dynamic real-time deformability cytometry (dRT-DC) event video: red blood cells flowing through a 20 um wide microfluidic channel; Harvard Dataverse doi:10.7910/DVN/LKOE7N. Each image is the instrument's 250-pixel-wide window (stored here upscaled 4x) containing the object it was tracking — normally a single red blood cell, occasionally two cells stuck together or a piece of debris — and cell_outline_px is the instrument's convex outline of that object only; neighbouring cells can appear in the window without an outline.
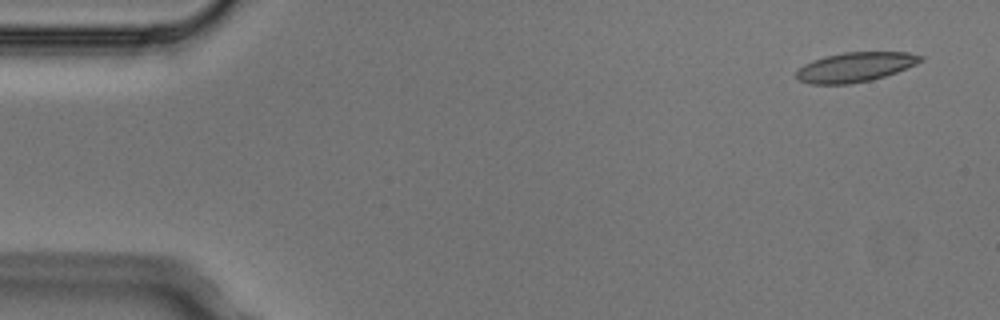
{"species": "Egyptian fruit bat (a non-hibernating species)", "species_latin": "Rousettus aegyptiacus", "temperature_condition": "cold", "stored_images_in_passage": 5, "camera_frame_rate_fps": 3000, "um_per_image_px": 0.085, "animal": {"sex": "male"}, "frame": {"image": 1, "passage_image": 1, "time_ms": 0.0, "image_size_px": [1000, 320], "cell_outline_px": [[924, 60], [916, 64], [896, 72], [872, 80], [848, 84], [808, 84], [800, 80], [796, 76], [796, 72], [804, 64], [812, 60], [824, 56], [844, 52], [908, 52], [924, 56]], "centroid_in_image_um": [72.7, 5.69], "position_along_channel_um": 12.3, "area_um2": 21.44}}
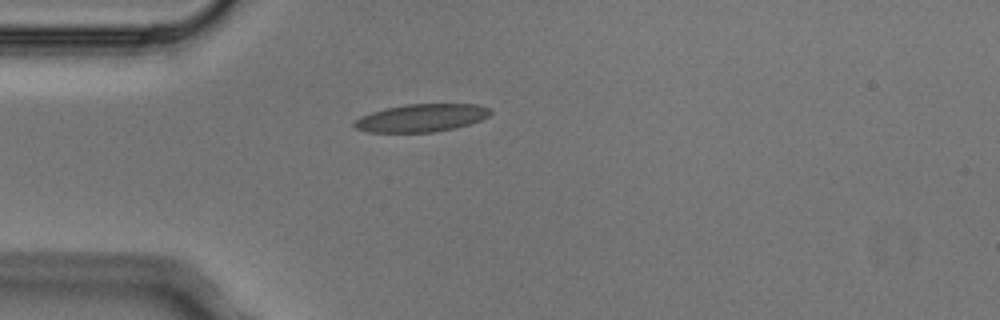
{"frame": {"image": 2, "passage_image": 4, "time_ms": 1.0, "image_size_px": [1000, 320], "cell_outline_px": [[492, 112], [488, 116], [480, 120], [456, 128], [432, 132], [368, 132], [356, 128], [352, 124], [352, 120], [360, 116], [384, 108], [404, 104], [476, 104], [488, 108]], "centroid_in_image_um": [35.77, 10.02], "position_along_channel_um": 49.2, "area_um2": 22.08}}